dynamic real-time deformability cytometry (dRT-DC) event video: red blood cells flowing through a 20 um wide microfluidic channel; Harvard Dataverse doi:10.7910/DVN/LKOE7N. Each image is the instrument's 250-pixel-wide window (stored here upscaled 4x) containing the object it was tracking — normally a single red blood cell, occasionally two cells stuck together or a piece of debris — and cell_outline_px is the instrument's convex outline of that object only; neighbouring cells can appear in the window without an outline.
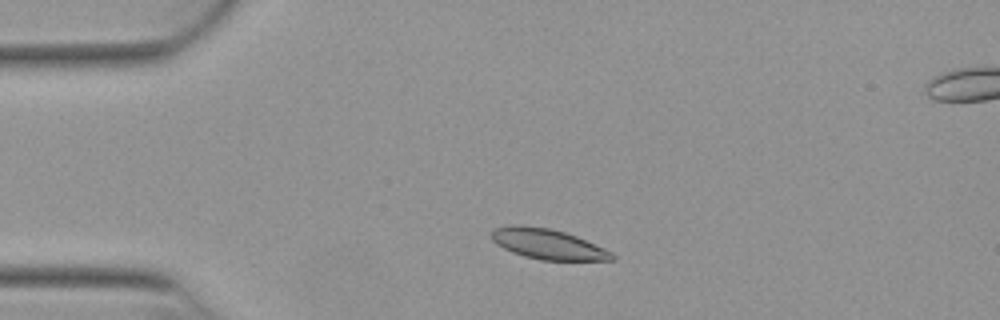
{"species": "Egyptian fruit bat (a non-hibernating species)", "species_latin": "Rousettus aegyptiacus", "temperature_condition": "warm", "stored_images_in_passage": 25, "camera_frame_rate_fps": 3000, "um_per_image_px": 0.085, "animal": {"sex": "female"}, "frame": {"image": 1, "passage_image": 3, "time_ms": 0.667, "image_size_px": [1000, 320], "cell_outline_px": [[616, 260], [540, 260], [524, 256], [512, 252], [496, 244], [492, 240], [492, 228], [516, 224], [520, 224], [548, 228], [564, 232], [576, 236], [612, 252], [616, 256]], "centroid_in_image_um": [46.54, 20.74], "position_along_channel_um": 38.5, "area_um2": 21.21}}
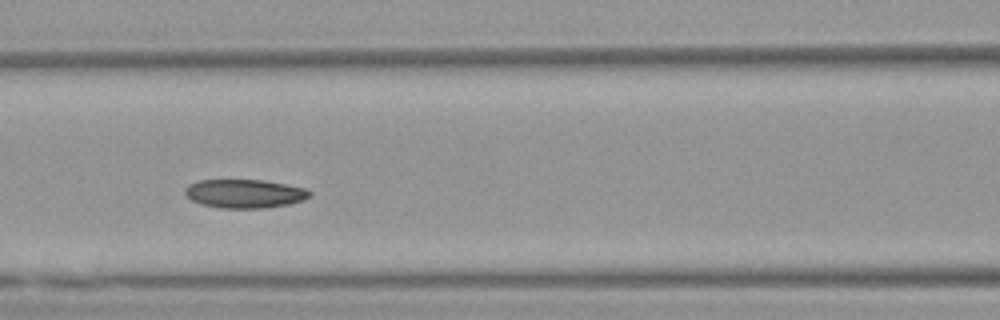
{"frame": {"image": 2, "passage_image": 14, "time_ms": 4.333, "image_size_px": [1000, 320], "cell_outline_px": [[312, 192], [304, 200], [288, 204], [264, 208], [220, 208], [200, 204], [192, 200], [184, 192], [184, 188], [188, 184], [200, 180], [264, 180], [304, 188]], "centroid_in_image_um": [20.76, 16.46], "position_along_channel_um": 145.8, "area_um2": 20.75}}
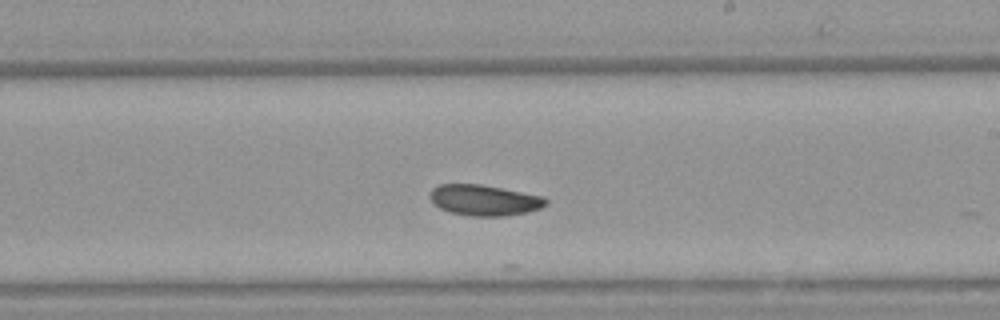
{"frame": {"image": 3, "passage_image": 22, "time_ms": 7.0, "image_size_px": [1000, 320], "cell_outline_px": [[548, 204], [540, 208], [528, 212], [504, 216], [468, 216], [452, 212], [440, 208], [428, 196], [428, 192], [432, 188], [440, 184], [480, 184], [544, 196], [548, 200]], "centroid_in_image_um": [41.17, 17.01], "position_along_channel_um": 247.8, "area_um2": 20.87}}